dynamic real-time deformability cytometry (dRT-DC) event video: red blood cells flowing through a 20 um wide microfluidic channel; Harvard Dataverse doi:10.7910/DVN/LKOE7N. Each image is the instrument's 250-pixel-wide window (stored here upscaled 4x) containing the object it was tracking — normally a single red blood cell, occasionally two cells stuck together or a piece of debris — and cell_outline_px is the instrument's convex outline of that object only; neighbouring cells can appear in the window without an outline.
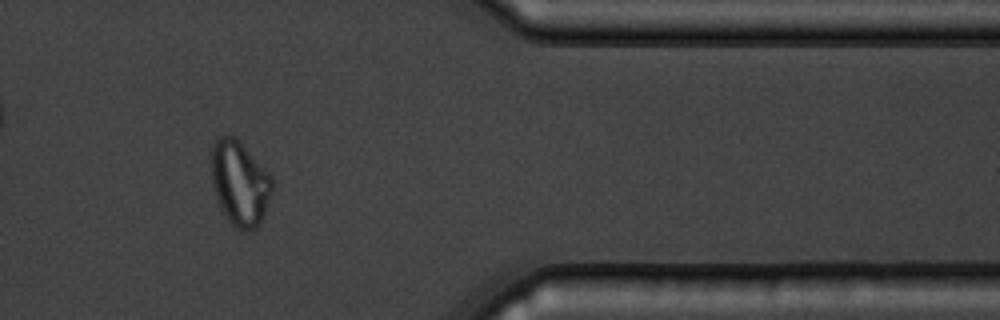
{"species": "common noctule bat (a hibernating species)", "species_latin": "Nyctalus noctula", "temperature_condition": "warm", "stored_images_in_passage": 14, "camera_frame_rate_fps": 3000, "um_per_image_px": 0.085, "animal": {"sex": "male", "body_mass_g": 19.5, "forearm_length_mm": 54.6}, "frame": {"image": 1, "passage_image": 12, "time_ms": 13.333, "image_size_px": [1000, 320], "cell_outline_px": [[272, 192], [264, 216], [260, 224], [256, 228], [236, 228], [224, 216], [220, 208], [212, 184], [212, 144], [216, 136], [236, 136], [240, 140], [272, 176]], "centroid_in_image_um": [20.38, 15.53], "position_along_channel_um": 391.0, "area_um2": 30.11}}
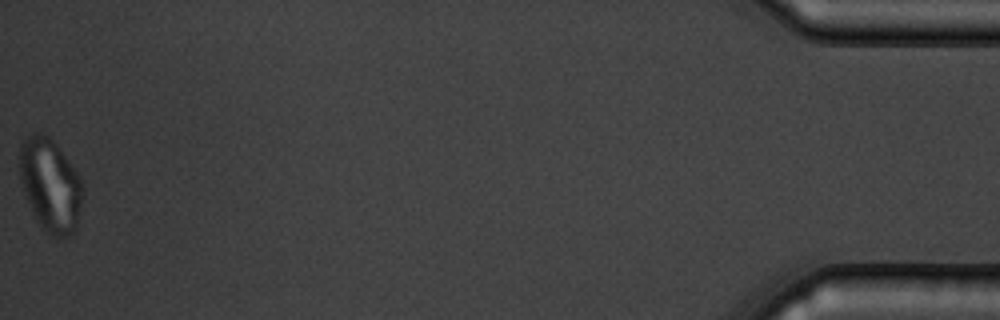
{"frame": {"image": 2, "passage_image": 14, "time_ms": 16.333, "image_size_px": [1000, 320], "cell_outline_px": [[84, 192], [76, 232], [68, 236], [52, 236], [40, 228], [32, 212], [24, 192], [20, 180], [20, 140], [32, 132], [40, 132], [48, 136], [56, 144], [76, 172], [84, 184]], "centroid_in_image_um": [4.28, 15.74], "position_along_channel_um": 430.9, "area_um2": 34.56}}